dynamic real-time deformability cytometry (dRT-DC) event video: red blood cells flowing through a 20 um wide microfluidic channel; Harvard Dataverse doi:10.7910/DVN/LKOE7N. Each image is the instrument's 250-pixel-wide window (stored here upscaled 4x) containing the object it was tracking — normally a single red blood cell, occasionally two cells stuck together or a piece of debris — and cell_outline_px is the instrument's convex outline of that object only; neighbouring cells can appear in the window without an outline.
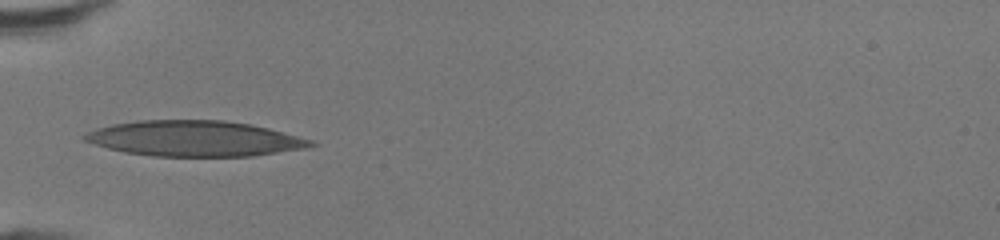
{"species": "human", "species_latin": "Homo sapiens", "temperature_condition": "room temperature", "stored_images_in_passage": 30, "camera_frame_rate_fps": 3000, "um_per_image_px": 0.085, "donor": {"sex": "female"}, "frame": {"image": 1, "passage_image": 1, "time_ms": 0.0, "image_size_px": [1000, 240], "cell_outline_px": [[320, 144], [308, 148], [252, 156], [152, 156], [124, 152], [108, 148], [84, 140], [80, 136], [88, 132], [112, 124], [136, 120], [224, 120], [252, 124], [268, 128], [312, 140]], "centroid_in_image_um": [16.57, 11.77], "position_along_channel_um": 68.4, "area_um2": 46.88}}
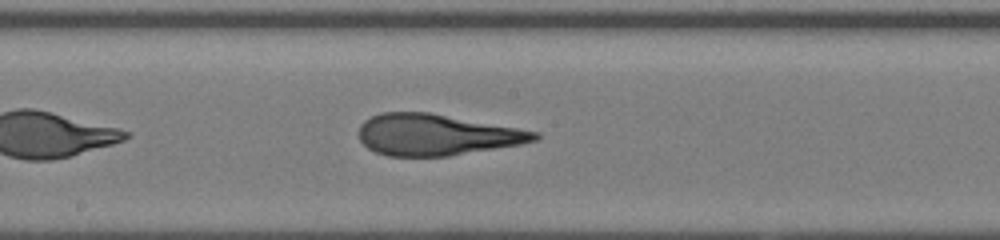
{"frame": {"image": 2, "passage_image": 11, "time_ms": 3.333, "image_size_px": [1000, 240], "cell_outline_px": [[540, 136], [536, 140], [520, 144], [448, 156], [388, 156], [376, 152], [368, 148], [360, 140], [360, 124], [364, 120], [380, 112], [428, 112], [540, 132]], "centroid_in_image_um": [37.07, 11.45], "position_along_channel_um": 211.1, "area_um2": 41.91}}
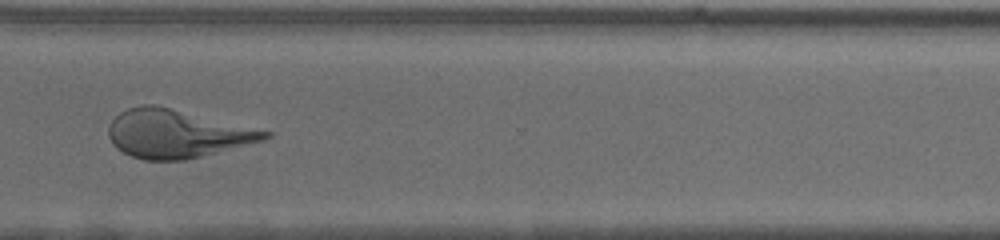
{"frame": {"image": 3, "passage_image": 21, "time_ms": 6.667, "image_size_px": [1000, 240], "cell_outline_px": [[272, 136], [264, 140], [184, 160], [144, 160], [132, 156], [116, 148], [112, 144], [108, 136], [108, 124], [120, 112], [128, 108], [140, 104], [152, 104], [272, 132]], "centroid_in_image_um": [14.96, 11.37], "position_along_channel_um": 355.6, "area_um2": 43.35}, "authors_computed_cell_mechanics": {"area_um2": 43.4945, "velocity_mm_per_s": 4.3434, "shape_relaxation_time_tau1_ms": 7.7888, "shape_relaxation_time_tau2_ms": 1.2148, "deformation_change_tau1": 0.3252, "deformation_change_tau2": 0.1169}}